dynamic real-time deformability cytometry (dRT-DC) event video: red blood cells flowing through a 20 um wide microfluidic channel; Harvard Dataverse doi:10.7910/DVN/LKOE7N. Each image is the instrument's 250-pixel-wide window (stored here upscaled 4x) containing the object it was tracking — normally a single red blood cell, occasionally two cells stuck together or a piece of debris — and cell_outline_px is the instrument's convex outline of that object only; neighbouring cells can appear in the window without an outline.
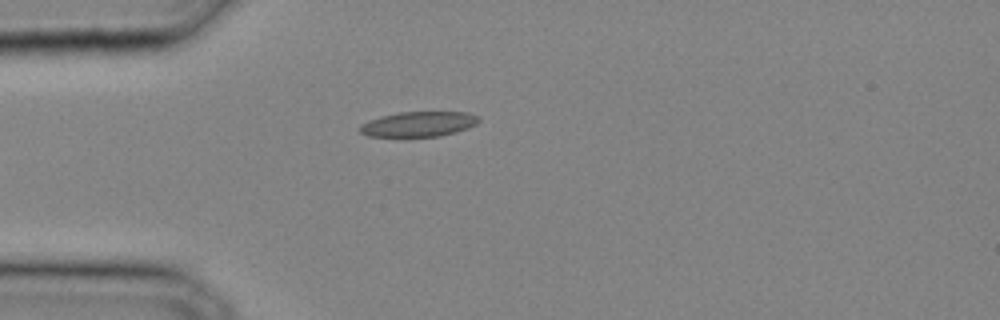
{"species": "common noctule bat (a hibernating species)", "species_latin": "Nyctalus noctula", "temperature_condition": "cold", "stored_images_in_passage": 22, "camera_frame_rate_fps": 3000, "um_per_image_px": 0.085, "animal": {"sex": "male", "body_mass_g": 20.4}, "frame": {"image": 1, "passage_image": 1, "time_ms": 0.0, "image_size_px": [1000, 320], "cell_outline_px": [[480, 120], [476, 124], [468, 128], [456, 132], [440, 136], [368, 136], [360, 132], [360, 124], [368, 120], [380, 116], [400, 112], [468, 112], [480, 116]], "centroid_in_image_um": [35.6, 10.54], "position_along_channel_um": 49.4, "area_um2": 17.4}}
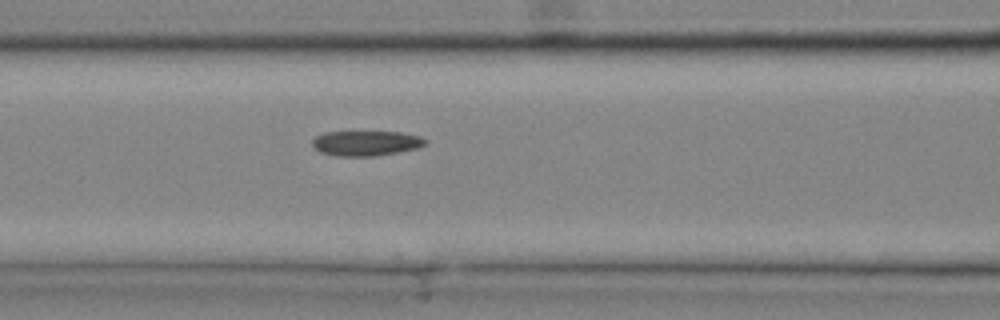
{"frame": {"image": 2, "passage_image": 6, "time_ms": 1.667, "image_size_px": [1000, 320], "cell_outline_px": [[428, 144], [420, 148], [400, 152], [376, 156], [336, 156], [320, 152], [312, 144], [312, 140], [316, 136], [324, 132], [400, 132], [420, 136], [428, 140]], "centroid_in_image_um": [31.17, 12.18], "position_along_channel_um": 135.4, "area_um2": 16.7}}
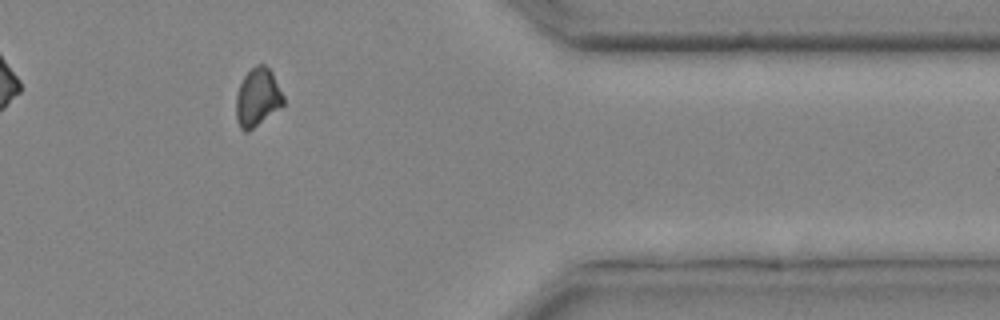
{"frame": {"image": 3, "passage_image": 20, "time_ms": 6.333, "image_size_px": [1000, 320], "cell_outline_px": [[284, 104], [280, 108], [248, 132], [244, 132], [240, 128], [236, 120], [236, 96], [240, 84], [244, 76], [256, 64], [264, 64], [272, 72], [284, 96]], "centroid_in_image_um": [21.89, 8.29], "position_along_channel_um": 389.5, "area_um2": 16.07}}